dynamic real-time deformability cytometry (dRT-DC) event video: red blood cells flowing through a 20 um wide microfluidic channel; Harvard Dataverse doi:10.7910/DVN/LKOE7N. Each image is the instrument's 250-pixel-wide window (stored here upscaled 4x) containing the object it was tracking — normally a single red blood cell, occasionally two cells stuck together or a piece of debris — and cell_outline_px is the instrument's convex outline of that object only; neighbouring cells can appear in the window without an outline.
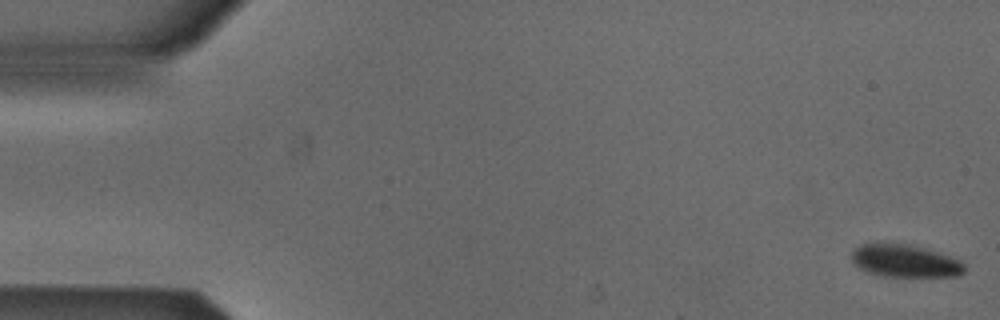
{"species": "Egyptian fruit bat (a non-hibernating species)", "species_latin": "Rousettus aegyptiacus", "temperature_condition": "cold", "stored_images_in_passage": 54, "camera_frame_rate_fps": 3000, "um_per_image_px": 0.085, "animal": {"sex": "male"}, "frame": {"image": 1, "passage_image": 1, "time_ms": 0.0, "image_size_px": [1000, 320], "cell_outline_px": [[964, 272], [956, 276], [884, 276], [868, 272], [856, 268], [852, 264], [852, 252], [860, 244], [884, 240], [912, 244], [940, 252], [960, 260], [964, 264]], "centroid_in_image_um": [76.86, 22.12], "position_along_channel_um": 8.1, "area_um2": 22.2}}
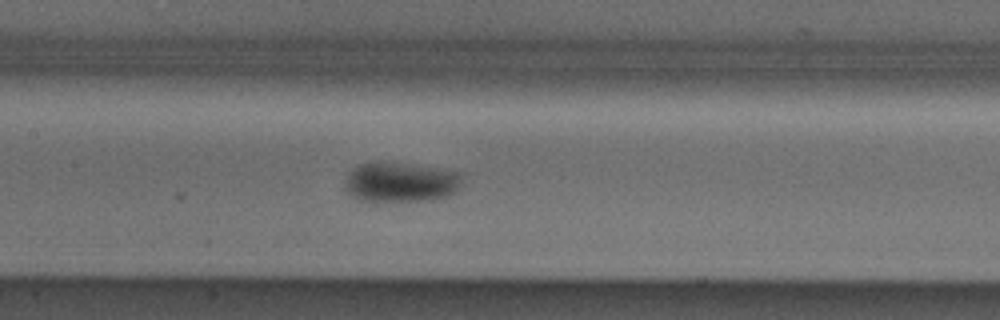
{"frame": {"image": 2, "passage_image": 25, "time_ms": 8.0, "image_size_px": [1000, 320], "cell_outline_px": [[460, 184], [456, 192], [448, 196], [428, 200], [372, 204], [360, 200], [352, 196], [344, 188], [344, 180], [348, 172], [352, 168], [360, 164], [404, 164], [460, 172]], "centroid_in_image_um": [33.98, 15.56], "position_along_channel_um": 173.4, "area_um2": 27.34}}
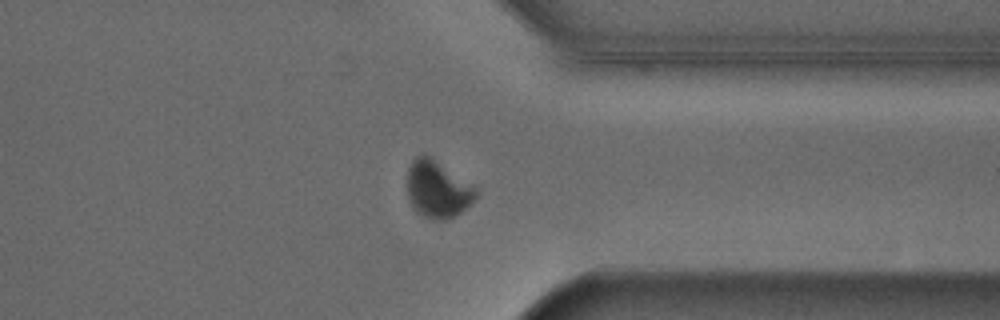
{"frame": {"image": 3, "passage_image": 41, "time_ms": 13.333, "image_size_px": [1000, 320], "cell_outline_px": [[476, 196], [456, 216], [444, 220], [432, 220], [416, 212], [412, 208], [408, 200], [408, 168], [412, 160], [416, 156], [424, 152], [432, 156], [476, 188]], "centroid_in_image_um": [37.14, 16.07], "position_along_channel_um": 374.3, "area_um2": 22.89}, "authors_computed_cell_mechanics": {"area_um2": 24.1026, "velocity_mm_per_s": 3.8359, "shape_relaxation_time_tau1_ms": 3.8149, "shape_relaxation_time_tau2_ms": null, "deformation_change_tau1": 0.0757, "deformation_change_tau2": null}}